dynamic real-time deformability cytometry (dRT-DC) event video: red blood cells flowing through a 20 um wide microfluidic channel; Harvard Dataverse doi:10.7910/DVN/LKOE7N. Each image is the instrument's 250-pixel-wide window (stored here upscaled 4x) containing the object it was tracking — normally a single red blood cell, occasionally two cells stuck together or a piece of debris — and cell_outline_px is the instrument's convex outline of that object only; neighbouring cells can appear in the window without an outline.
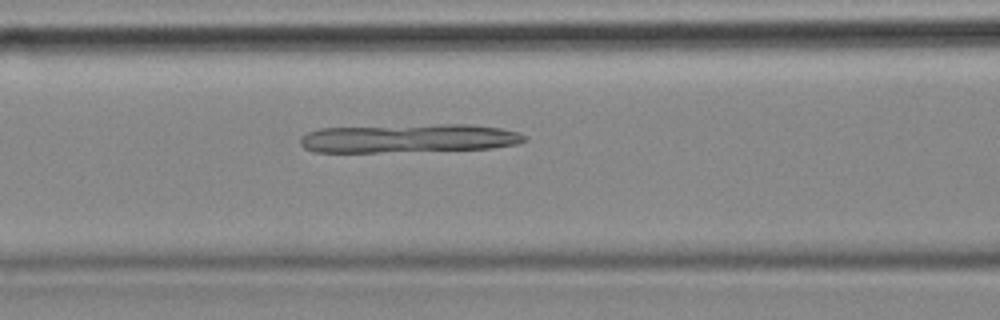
{"species": "common noctule bat (a hibernating species)", "species_latin": "Nyctalus noctula", "temperature_condition": "cold", "stored_images_in_passage": 31, "camera_frame_rate_fps": 3000, "um_per_image_px": 0.085, "animal": {"sex": "female", "body_mass_g": 18.4}, "frame": {"image": 1, "passage_image": 10, "time_ms": 3.0, "image_size_px": [1000, 320], "cell_outline_px": [[528, 136], [520, 144], [492, 148], [380, 152], [316, 152], [304, 148], [300, 144], [300, 136], [308, 132], [320, 128], [440, 124], [468, 124], [500, 128], [520, 132]], "centroid_in_image_um": [34.76, 11.75], "position_along_channel_um": 131.8, "area_um2": 37.51}}
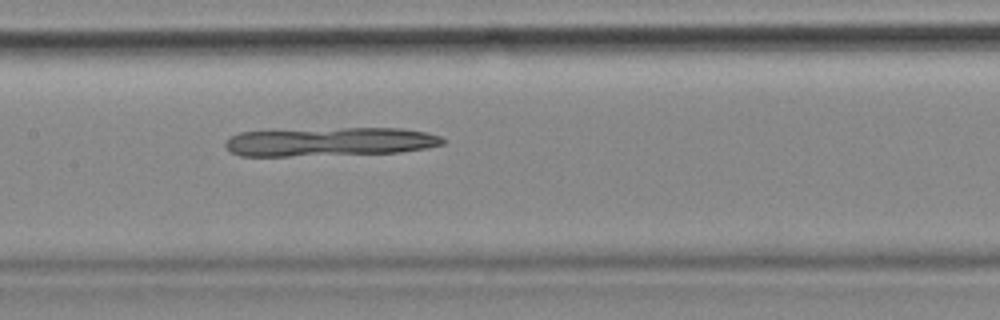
{"frame": {"image": 2, "passage_image": 14, "time_ms": 4.333, "image_size_px": [1000, 320], "cell_outline_px": [[444, 144], [428, 148], [400, 152], [288, 156], [240, 156], [232, 152], [224, 144], [232, 136], [240, 132], [272, 128], [400, 128], [428, 132], [440, 136], [444, 140]], "centroid_in_image_um": [27.99, 12.02], "position_along_channel_um": 179.4, "area_um2": 37.22}}